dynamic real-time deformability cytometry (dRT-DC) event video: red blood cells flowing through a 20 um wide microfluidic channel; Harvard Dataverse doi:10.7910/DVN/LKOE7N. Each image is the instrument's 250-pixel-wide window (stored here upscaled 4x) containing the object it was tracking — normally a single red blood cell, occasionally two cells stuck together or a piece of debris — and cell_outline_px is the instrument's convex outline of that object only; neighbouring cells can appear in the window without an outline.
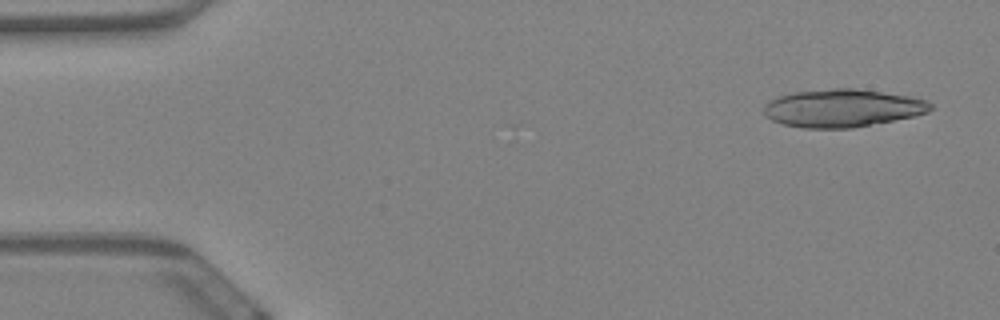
{"species": "Egyptian fruit bat (a non-hibernating species)", "species_latin": "Rousettus aegyptiacus", "temperature_condition": "warm", "stored_images_in_passage": 60, "segment_of_instrument_passage": [1, 2], "camera_frame_rate_fps": 3000, "um_per_image_px": 0.085, "animal": {"sex": "female"}, "frame": {"image": 1, "passage_image": 3, "time_ms": 0.667, "image_size_px": [1000, 320], "cell_outline_px": [[932, 108], [928, 112], [916, 116], [852, 128], [804, 128], [784, 124], [772, 120], [764, 116], [764, 104], [780, 96], [796, 92], [832, 88], [856, 88], [908, 96], [928, 100], [932, 104]], "centroid_in_image_um": [71.63, 9.19], "position_along_channel_um": 13.4, "area_um2": 36.7}}